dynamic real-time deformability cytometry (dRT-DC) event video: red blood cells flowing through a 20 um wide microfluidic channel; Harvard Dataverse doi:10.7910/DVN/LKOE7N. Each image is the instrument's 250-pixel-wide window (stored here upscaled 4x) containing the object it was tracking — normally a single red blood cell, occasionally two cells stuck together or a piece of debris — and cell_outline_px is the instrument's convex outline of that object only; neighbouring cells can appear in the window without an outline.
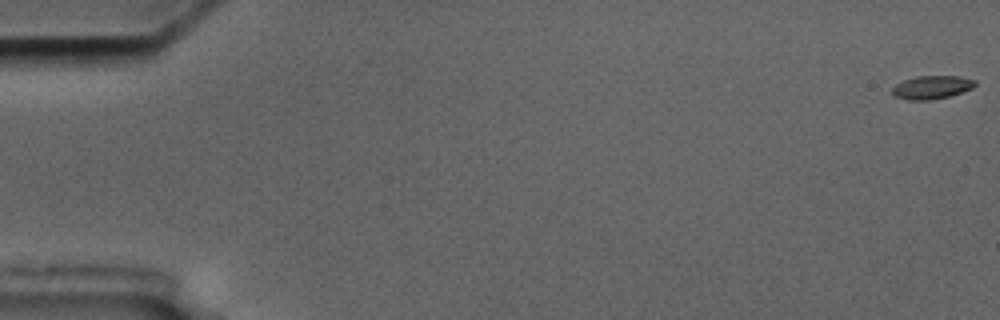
{"species": "common noctule bat (a hibernating species)", "species_latin": "Nyctalus noctula", "temperature_condition": "cold", "stored_images_in_passage": 15, "camera_frame_rate_fps": 3000, "um_per_image_px": 0.085, "animal": {"sex": "male", "body_mass_g": 17.5, "forearm_length_mm": 52.3}, "frame": {"image": 1, "passage_image": 1, "time_ms": 0.0, "image_size_px": [1000, 320], "cell_outline_px": [[976, 84], [972, 88], [948, 96], [928, 100], [908, 100], [892, 96], [892, 88], [896, 84], [904, 80], [916, 76], [960, 76], [976, 80]], "centroid_in_image_um": [79.17, 7.41], "position_along_channel_um": 5.8, "area_um2": 11.21}}
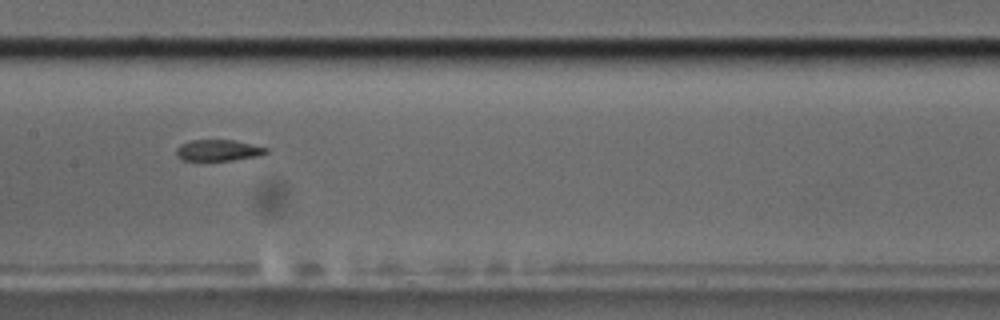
{"frame": {"image": 2, "passage_image": 8, "time_ms": 9.667, "image_size_px": [1000, 320], "cell_outline_px": [[268, 152], [260, 156], [232, 160], [184, 160], [176, 156], [176, 148], [180, 144], [192, 140], [236, 140], [268, 148]], "centroid_in_image_um": [18.57, 12.77], "position_along_channel_um": 188.8, "area_um2": 11.16}}
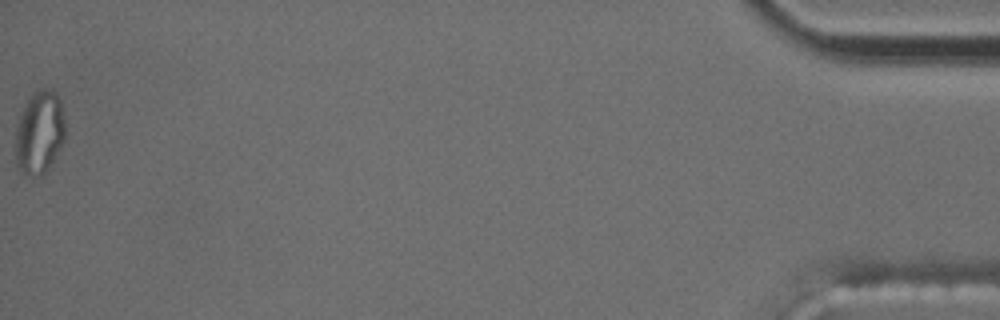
{"frame": {"image": 3, "passage_image": 15, "time_ms": 19.333, "image_size_px": [1000, 320], "cell_outline_px": [[64, 140], [48, 168], [40, 176], [24, 176], [16, 168], [16, 128], [20, 116], [28, 100], [40, 88], [52, 88], [56, 92], [60, 100], [64, 120]], "centroid_in_image_um": [3.34, 11.29], "position_along_channel_um": 431.9, "area_um2": 23.93}, "authors_computed_cell_mechanics": {"area_um2": 12.0224, "velocity_mm_per_s": 3.5171, "shape_relaxation_time_tau1_ms": null, "shape_relaxation_time_tau2_ms": 1.5851, "deformation_change_tau1": null, "deformation_change_tau2": 0.0509}}